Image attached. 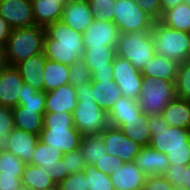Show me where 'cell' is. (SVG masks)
<instances>
[{
	"label": "cell",
	"mask_w": 190,
	"mask_h": 190,
	"mask_svg": "<svg viewBox=\"0 0 190 190\" xmlns=\"http://www.w3.org/2000/svg\"><path fill=\"white\" fill-rule=\"evenodd\" d=\"M150 146L167 155L170 164H190V129L169 126L161 115L147 117Z\"/></svg>",
	"instance_id": "obj_1"
},
{
	"label": "cell",
	"mask_w": 190,
	"mask_h": 190,
	"mask_svg": "<svg viewBox=\"0 0 190 190\" xmlns=\"http://www.w3.org/2000/svg\"><path fill=\"white\" fill-rule=\"evenodd\" d=\"M44 54L49 60L73 65L84 53L83 33L71 29L62 20L45 27Z\"/></svg>",
	"instance_id": "obj_2"
},
{
	"label": "cell",
	"mask_w": 190,
	"mask_h": 190,
	"mask_svg": "<svg viewBox=\"0 0 190 190\" xmlns=\"http://www.w3.org/2000/svg\"><path fill=\"white\" fill-rule=\"evenodd\" d=\"M75 88L78 102L72 112L73 125L83 136L101 134L110 126L108 113L95 102L91 83Z\"/></svg>",
	"instance_id": "obj_3"
},
{
	"label": "cell",
	"mask_w": 190,
	"mask_h": 190,
	"mask_svg": "<svg viewBox=\"0 0 190 190\" xmlns=\"http://www.w3.org/2000/svg\"><path fill=\"white\" fill-rule=\"evenodd\" d=\"M82 134L73 125V116L69 112L44 114V127L39 139L63 153L79 149Z\"/></svg>",
	"instance_id": "obj_4"
},
{
	"label": "cell",
	"mask_w": 190,
	"mask_h": 190,
	"mask_svg": "<svg viewBox=\"0 0 190 190\" xmlns=\"http://www.w3.org/2000/svg\"><path fill=\"white\" fill-rule=\"evenodd\" d=\"M45 27L33 25L12 29L5 47L10 66L44 52Z\"/></svg>",
	"instance_id": "obj_5"
},
{
	"label": "cell",
	"mask_w": 190,
	"mask_h": 190,
	"mask_svg": "<svg viewBox=\"0 0 190 190\" xmlns=\"http://www.w3.org/2000/svg\"><path fill=\"white\" fill-rule=\"evenodd\" d=\"M115 50L117 56L128 59L141 72L156 54L152 31L120 33Z\"/></svg>",
	"instance_id": "obj_6"
},
{
	"label": "cell",
	"mask_w": 190,
	"mask_h": 190,
	"mask_svg": "<svg viewBox=\"0 0 190 190\" xmlns=\"http://www.w3.org/2000/svg\"><path fill=\"white\" fill-rule=\"evenodd\" d=\"M152 37L157 55L175 60L179 64L188 60V32L170 28L161 21H154Z\"/></svg>",
	"instance_id": "obj_7"
},
{
	"label": "cell",
	"mask_w": 190,
	"mask_h": 190,
	"mask_svg": "<svg viewBox=\"0 0 190 190\" xmlns=\"http://www.w3.org/2000/svg\"><path fill=\"white\" fill-rule=\"evenodd\" d=\"M176 97L174 81L143 77L138 104L140 110L148 116L161 115L163 109Z\"/></svg>",
	"instance_id": "obj_8"
},
{
	"label": "cell",
	"mask_w": 190,
	"mask_h": 190,
	"mask_svg": "<svg viewBox=\"0 0 190 190\" xmlns=\"http://www.w3.org/2000/svg\"><path fill=\"white\" fill-rule=\"evenodd\" d=\"M112 10L120 33L152 31L154 20L134 0H115Z\"/></svg>",
	"instance_id": "obj_9"
},
{
	"label": "cell",
	"mask_w": 190,
	"mask_h": 190,
	"mask_svg": "<svg viewBox=\"0 0 190 190\" xmlns=\"http://www.w3.org/2000/svg\"><path fill=\"white\" fill-rule=\"evenodd\" d=\"M63 155L62 151L45 144L39 139L35 145L30 164L39 166L46 171L51 180L59 185L69 175L62 159Z\"/></svg>",
	"instance_id": "obj_10"
},
{
	"label": "cell",
	"mask_w": 190,
	"mask_h": 190,
	"mask_svg": "<svg viewBox=\"0 0 190 190\" xmlns=\"http://www.w3.org/2000/svg\"><path fill=\"white\" fill-rule=\"evenodd\" d=\"M113 80L121 89L122 96L138 101L143 76L128 59L114 57Z\"/></svg>",
	"instance_id": "obj_11"
},
{
	"label": "cell",
	"mask_w": 190,
	"mask_h": 190,
	"mask_svg": "<svg viewBox=\"0 0 190 190\" xmlns=\"http://www.w3.org/2000/svg\"><path fill=\"white\" fill-rule=\"evenodd\" d=\"M115 47L85 48L82 60L92 72L93 80L113 79V59Z\"/></svg>",
	"instance_id": "obj_12"
},
{
	"label": "cell",
	"mask_w": 190,
	"mask_h": 190,
	"mask_svg": "<svg viewBox=\"0 0 190 190\" xmlns=\"http://www.w3.org/2000/svg\"><path fill=\"white\" fill-rule=\"evenodd\" d=\"M119 34L118 26L114 22L94 19L83 33L84 48H116Z\"/></svg>",
	"instance_id": "obj_13"
},
{
	"label": "cell",
	"mask_w": 190,
	"mask_h": 190,
	"mask_svg": "<svg viewBox=\"0 0 190 190\" xmlns=\"http://www.w3.org/2000/svg\"><path fill=\"white\" fill-rule=\"evenodd\" d=\"M107 153L121 158L125 163L133 162L141 146L124 135L119 128L109 126L101 134Z\"/></svg>",
	"instance_id": "obj_14"
},
{
	"label": "cell",
	"mask_w": 190,
	"mask_h": 190,
	"mask_svg": "<svg viewBox=\"0 0 190 190\" xmlns=\"http://www.w3.org/2000/svg\"><path fill=\"white\" fill-rule=\"evenodd\" d=\"M0 16L12 29L36 25L31 0H0Z\"/></svg>",
	"instance_id": "obj_15"
},
{
	"label": "cell",
	"mask_w": 190,
	"mask_h": 190,
	"mask_svg": "<svg viewBox=\"0 0 190 190\" xmlns=\"http://www.w3.org/2000/svg\"><path fill=\"white\" fill-rule=\"evenodd\" d=\"M39 135L14 128L3 140L2 148L30 164Z\"/></svg>",
	"instance_id": "obj_16"
},
{
	"label": "cell",
	"mask_w": 190,
	"mask_h": 190,
	"mask_svg": "<svg viewBox=\"0 0 190 190\" xmlns=\"http://www.w3.org/2000/svg\"><path fill=\"white\" fill-rule=\"evenodd\" d=\"M95 19L88 0L68 2L63 8L61 20L78 33H84Z\"/></svg>",
	"instance_id": "obj_17"
},
{
	"label": "cell",
	"mask_w": 190,
	"mask_h": 190,
	"mask_svg": "<svg viewBox=\"0 0 190 190\" xmlns=\"http://www.w3.org/2000/svg\"><path fill=\"white\" fill-rule=\"evenodd\" d=\"M23 83L15 66L3 70L0 73V106L8 108L18 106V95Z\"/></svg>",
	"instance_id": "obj_18"
},
{
	"label": "cell",
	"mask_w": 190,
	"mask_h": 190,
	"mask_svg": "<svg viewBox=\"0 0 190 190\" xmlns=\"http://www.w3.org/2000/svg\"><path fill=\"white\" fill-rule=\"evenodd\" d=\"M76 88L71 84L46 92L45 113H72L77 105Z\"/></svg>",
	"instance_id": "obj_19"
},
{
	"label": "cell",
	"mask_w": 190,
	"mask_h": 190,
	"mask_svg": "<svg viewBox=\"0 0 190 190\" xmlns=\"http://www.w3.org/2000/svg\"><path fill=\"white\" fill-rule=\"evenodd\" d=\"M147 117L137 100L125 96H121L108 113L109 125L114 128H119L126 121L147 120Z\"/></svg>",
	"instance_id": "obj_20"
},
{
	"label": "cell",
	"mask_w": 190,
	"mask_h": 190,
	"mask_svg": "<svg viewBox=\"0 0 190 190\" xmlns=\"http://www.w3.org/2000/svg\"><path fill=\"white\" fill-rule=\"evenodd\" d=\"M46 63V57L44 52L33 55L20 63L15 67L19 71L20 76L24 83L29 84L37 91H44V66Z\"/></svg>",
	"instance_id": "obj_21"
},
{
	"label": "cell",
	"mask_w": 190,
	"mask_h": 190,
	"mask_svg": "<svg viewBox=\"0 0 190 190\" xmlns=\"http://www.w3.org/2000/svg\"><path fill=\"white\" fill-rule=\"evenodd\" d=\"M109 176L115 190H142L146 179L134 161L124 163Z\"/></svg>",
	"instance_id": "obj_22"
},
{
	"label": "cell",
	"mask_w": 190,
	"mask_h": 190,
	"mask_svg": "<svg viewBox=\"0 0 190 190\" xmlns=\"http://www.w3.org/2000/svg\"><path fill=\"white\" fill-rule=\"evenodd\" d=\"M134 162L146 176L163 175L170 165L167 155L150 145L141 147Z\"/></svg>",
	"instance_id": "obj_23"
},
{
	"label": "cell",
	"mask_w": 190,
	"mask_h": 190,
	"mask_svg": "<svg viewBox=\"0 0 190 190\" xmlns=\"http://www.w3.org/2000/svg\"><path fill=\"white\" fill-rule=\"evenodd\" d=\"M35 24L46 27L61 20L66 0H31Z\"/></svg>",
	"instance_id": "obj_24"
},
{
	"label": "cell",
	"mask_w": 190,
	"mask_h": 190,
	"mask_svg": "<svg viewBox=\"0 0 190 190\" xmlns=\"http://www.w3.org/2000/svg\"><path fill=\"white\" fill-rule=\"evenodd\" d=\"M14 128L31 132L40 136L44 127L45 110H31L21 105L11 108Z\"/></svg>",
	"instance_id": "obj_25"
},
{
	"label": "cell",
	"mask_w": 190,
	"mask_h": 190,
	"mask_svg": "<svg viewBox=\"0 0 190 190\" xmlns=\"http://www.w3.org/2000/svg\"><path fill=\"white\" fill-rule=\"evenodd\" d=\"M91 87L95 102L107 113L110 112L115 102L122 96L121 89L113 79L93 80Z\"/></svg>",
	"instance_id": "obj_26"
},
{
	"label": "cell",
	"mask_w": 190,
	"mask_h": 190,
	"mask_svg": "<svg viewBox=\"0 0 190 190\" xmlns=\"http://www.w3.org/2000/svg\"><path fill=\"white\" fill-rule=\"evenodd\" d=\"M161 116L171 127L190 129V101L176 97L163 109Z\"/></svg>",
	"instance_id": "obj_27"
},
{
	"label": "cell",
	"mask_w": 190,
	"mask_h": 190,
	"mask_svg": "<svg viewBox=\"0 0 190 190\" xmlns=\"http://www.w3.org/2000/svg\"><path fill=\"white\" fill-rule=\"evenodd\" d=\"M179 63L165 56L155 54L151 62L141 71L143 77L176 81Z\"/></svg>",
	"instance_id": "obj_28"
},
{
	"label": "cell",
	"mask_w": 190,
	"mask_h": 190,
	"mask_svg": "<svg viewBox=\"0 0 190 190\" xmlns=\"http://www.w3.org/2000/svg\"><path fill=\"white\" fill-rule=\"evenodd\" d=\"M43 72L45 92L70 84V66L46 58Z\"/></svg>",
	"instance_id": "obj_29"
},
{
	"label": "cell",
	"mask_w": 190,
	"mask_h": 190,
	"mask_svg": "<svg viewBox=\"0 0 190 190\" xmlns=\"http://www.w3.org/2000/svg\"><path fill=\"white\" fill-rule=\"evenodd\" d=\"M79 149L87 165H95L98 160L108 155L103 137L100 134L82 136Z\"/></svg>",
	"instance_id": "obj_30"
},
{
	"label": "cell",
	"mask_w": 190,
	"mask_h": 190,
	"mask_svg": "<svg viewBox=\"0 0 190 190\" xmlns=\"http://www.w3.org/2000/svg\"><path fill=\"white\" fill-rule=\"evenodd\" d=\"M160 21L170 28L190 33V5L184 2L168 9Z\"/></svg>",
	"instance_id": "obj_31"
},
{
	"label": "cell",
	"mask_w": 190,
	"mask_h": 190,
	"mask_svg": "<svg viewBox=\"0 0 190 190\" xmlns=\"http://www.w3.org/2000/svg\"><path fill=\"white\" fill-rule=\"evenodd\" d=\"M21 182L33 190H47L57 185L39 166L26 164L22 173Z\"/></svg>",
	"instance_id": "obj_32"
},
{
	"label": "cell",
	"mask_w": 190,
	"mask_h": 190,
	"mask_svg": "<svg viewBox=\"0 0 190 190\" xmlns=\"http://www.w3.org/2000/svg\"><path fill=\"white\" fill-rule=\"evenodd\" d=\"M148 120H132L123 123L119 129L128 138L132 139L141 147L149 146L151 141Z\"/></svg>",
	"instance_id": "obj_33"
},
{
	"label": "cell",
	"mask_w": 190,
	"mask_h": 190,
	"mask_svg": "<svg viewBox=\"0 0 190 190\" xmlns=\"http://www.w3.org/2000/svg\"><path fill=\"white\" fill-rule=\"evenodd\" d=\"M18 97V105L31 110H45V91H37L29 84L23 83Z\"/></svg>",
	"instance_id": "obj_34"
},
{
	"label": "cell",
	"mask_w": 190,
	"mask_h": 190,
	"mask_svg": "<svg viewBox=\"0 0 190 190\" xmlns=\"http://www.w3.org/2000/svg\"><path fill=\"white\" fill-rule=\"evenodd\" d=\"M162 176L176 189L190 190V164L186 166L170 164Z\"/></svg>",
	"instance_id": "obj_35"
},
{
	"label": "cell",
	"mask_w": 190,
	"mask_h": 190,
	"mask_svg": "<svg viewBox=\"0 0 190 190\" xmlns=\"http://www.w3.org/2000/svg\"><path fill=\"white\" fill-rule=\"evenodd\" d=\"M25 165L14 154L0 148V176L22 177Z\"/></svg>",
	"instance_id": "obj_36"
},
{
	"label": "cell",
	"mask_w": 190,
	"mask_h": 190,
	"mask_svg": "<svg viewBox=\"0 0 190 190\" xmlns=\"http://www.w3.org/2000/svg\"><path fill=\"white\" fill-rule=\"evenodd\" d=\"M83 172L87 176L88 190H115L110 176L97 170L94 165H86Z\"/></svg>",
	"instance_id": "obj_37"
},
{
	"label": "cell",
	"mask_w": 190,
	"mask_h": 190,
	"mask_svg": "<svg viewBox=\"0 0 190 190\" xmlns=\"http://www.w3.org/2000/svg\"><path fill=\"white\" fill-rule=\"evenodd\" d=\"M176 96L190 101V60H185L178 66L175 81Z\"/></svg>",
	"instance_id": "obj_38"
},
{
	"label": "cell",
	"mask_w": 190,
	"mask_h": 190,
	"mask_svg": "<svg viewBox=\"0 0 190 190\" xmlns=\"http://www.w3.org/2000/svg\"><path fill=\"white\" fill-rule=\"evenodd\" d=\"M70 84L74 87L88 84L93 81L92 72L88 69L85 62L80 59L70 66Z\"/></svg>",
	"instance_id": "obj_39"
},
{
	"label": "cell",
	"mask_w": 190,
	"mask_h": 190,
	"mask_svg": "<svg viewBox=\"0 0 190 190\" xmlns=\"http://www.w3.org/2000/svg\"><path fill=\"white\" fill-rule=\"evenodd\" d=\"M92 13L97 20H114L115 0H88Z\"/></svg>",
	"instance_id": "obj_40"
},
{
	"label": "cell",
	"mask_w": 190,
	"mask_h": 190,
	"mask_svg": "<svg viewBox=\"0 0 190 190\" xmlns=\"http://www.w3.org/2000/svg\"><path fill=\"white\" fill-rule=\"evenodd\" d=\"M62 159L69 174L80 173L87 165L80 149L64 153Z\"/></svg>",
	"instance_id": "obj_41"
},
{
	"label": "cell",
	"mask_w": 190,
	"mask_h": 190,
	"mask_svg": "<svg viewBox=\"0 0 190 190\" xmlns=\"http://www.w3.org/2000/svg\"><path fill=\"white\" fill-rule=\"evenodd\" d=\"M59 190H88L87 176L82 171L80 173L69 174L59 185Z\"/></svg>",
	"instance_id": "obj_42"
},
{
	"label": "cell",
	"mask_w": 190,
	"mask_h": 190,
	"mask_svg": "<svg viewBox=\"0 0 190 190\" xmlns=\"http://www.w3.org/2000/svg\"><path fill=\"white\" fill-rule=\"evenodd\" d=\"M125 162L118 157L113 155H105L102 159L95 163V168L100 170L106 175H111L113 172L117 171Z\"/></svg>",
	"instance_id": "obj_43"
},
{
	"label": "cell",
	"mask_w": 190,
	"mask_h": 190,
	"mask_svg": "<svg viewBox=\"0 0 190 190\" xmlns=\"http://www.w3.org/2000/svg\"><path fill=\"white\" fill-rule=\"evenodd\" d=\"M136 5L147 13L154 21L163 17L161 0H134Z\"/></svg>",
	"instance_id": "obj_44"
},
{
	"label": "cell",
	"mask_w": 190,
	"mask_h": 190,
	"mask_svg": "<svg viewBox=\"0 0 190 190\" xmlns=\"http://www.w3.org/2000/svg\"><path fill=\"white\" fill-rule=\"evenodd\" d=\"M14 129L13 113L11 108L0 106V143Z\"/></svg>",
	"instance_id": "obj_45"
},
{
	"label": "cell",
	"mask_w": 190,
	"mask_h": 190,
	"mask_svg": "<svg viewBox=\"0 0 190 190\" xmlns=\"http://www.w3.org/2000/svg\"><path fill=\"white\" fill-rule=\"evenodd\" d=\"M142 190H176L162 175L146 176Z\"/></svg>",
	"instance_id": "obj_46"
},
{
	"label": "cell",
	"mask_w": 190,
	"mask_h": 190,
	"mask_svg": "<svg viewBox=\"0 0 190 190\" xmlns=\"http://www.w3.org/2000/svg\"><path fill=\"white\" fill-rule=\"evenodd\" d=\"M21 186V177L0 176V190H18Z\"/></svg>",
	"instance_id": "obj_47"
},
{
	"label": "cell",
	"mask_w": 190,
	"mask_h": 190,
	"mask_svg": "<svg viewBox=\"0 0 190 190\" xmlns=\"http://www.w3.org/2000/svg\"><path fill=\"white\" fill-rule=\"evenodd\" d=\"M11 32L12 28L10 25L0 16V44H6Z\"/></svg>",
	"instance_id": "obj_48"
},
{
	"label": "cell",
	"mask_w": 190,
	"mask_h": 190,
	"mask_svg": "<svg viewBox=\"0 0 190 190\" xmlns=\"http://www.w3.org/2000/svg\"><path fill=\"white\" fill-rule=\"evenodd\" d=\"M7 60L6 47L3 44H0V73L9 67Z\"/></svg>",
	"instance_id": "obj_49"
},
{
	"label": "cell",
	"mask_w": 190,
	"mask_h": 190,
	"mask_svg": "<svg viewBox=\"0 0 190 190\" xmlns=\"http://www.w3.org/2000/svg\"><path fill=\"white\" fill-rule=\"evenodd\" d=\"M184 2L185 0H161L162 13Z\"/></svg>",
	"instance_id": "obj_50"
},
{
	"label": "cell",
	"mask_w": 190,
	"mask_h": 190,
	"mask_svg": "<svg viewBox=\"0 0 190 190\" xmlns=\"http://www.w3.org/2000/svg\"><path fill=\"white\" fill-rule=\"evenodd\" d=\"M18 190H33V189H31L30 187L22 184V186Z\"/></svg>",
	"instance_id": "obj_51"
},
{
	"label": "cell",
	"mask_w": 190,
	"mask_h": 190,
	"mask_svg": "<svg viewBox=\"0 0 190 190\" xmlns=\"http://www.w3.org/2000/svg\"><path fill=\"white\" fill-rule=\"evenodd\" d=\"M189 48H188V59L190 60V33H189V42H188Z\"/></svg>",
	"instance_id": "obj_52"
},
{
	"label": "cell",
	"mask_w": 190,
	"mask_h": 190,
	"mask_svg": "<svg viewBox=\"0 0 190 190\" xmlns=\"http://www.w3.org/2000/svg\"><path fill=\"white\" fill-rule=\"evenodd\" d=\"M66 1L68 3V2H76V1L78 2V1H85V0H66Z\"/></svg>",
	"instance_id": "obj_53"
},
{
	"label": "cell",
	"mask_w": 190,
	"mask_h": 190,
	"mask_svg": "<svg viewBox=\"0 0 190 190\" xmlns=\"http://www.w3.org/2000/svg\"><path fill=\"white\" fill-rule=\"evenodd\" d=\"M47 190H59V188H58V185H57L56 187H54L52 189H47Z\"/></svg>",
	"instance_id": "obj_54"
},
{
	"label": "cell",
	"mask_w": 190,
	"mask_h": 190,
	"mask_svg": "<svg viewBox=\"0 0 190 190\" xmlns=\"http://www.w3.org/2000/svg\"><path fill=\"white\" fill-rule=\"evenodd\" d=\"M185 3L190 5V0H185Z\"/></svg>",
	"instance_id": "obj_55"
}]
</instances>
